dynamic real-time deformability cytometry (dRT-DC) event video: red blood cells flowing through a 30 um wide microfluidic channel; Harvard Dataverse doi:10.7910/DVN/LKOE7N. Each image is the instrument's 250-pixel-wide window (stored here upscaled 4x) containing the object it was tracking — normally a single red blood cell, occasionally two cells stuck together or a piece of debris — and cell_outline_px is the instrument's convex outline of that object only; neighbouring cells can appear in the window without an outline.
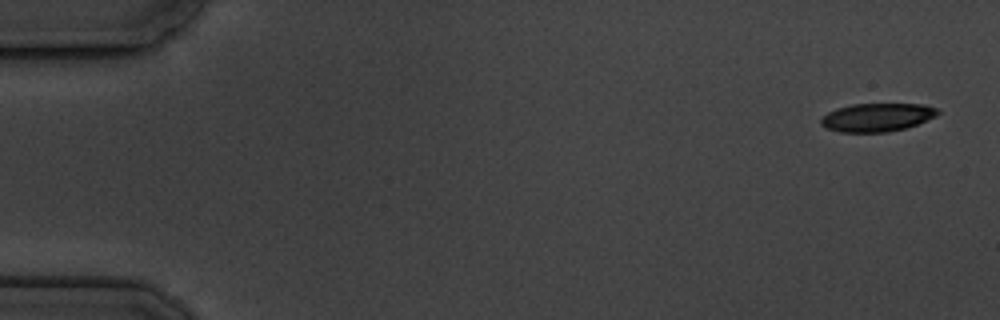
{"species": "common noctule bat (a hibernating species)", "species_latin": "Nyctalus noctula", "temperature_condition": "cold", "stored_images_in_passage": 15, "camera_frame_rate_fps": 3000, "um_per_image_px": 0.085, "animal": {"sex": "male", "body_mass_g": 19.5, "forearm_length_mm": 54.6}, "frame": {"image": 1, "passage_image": 1, "time_ms": 0.0, "image_size_px": [1000, 320], "cell_outline_px": [[940, 112], [936, 116], [916, 124], [904, 128], [888, 132], [840, 132], [824, 128], [820, 124], [820, 120], [828, 112], [836, 108], [852, 104], [924, 104], [936, 108]], "centroid_in_image_um": [74.51, 9.97], "position_along_channel_um": 10.5, "area_um2": 19.25}}
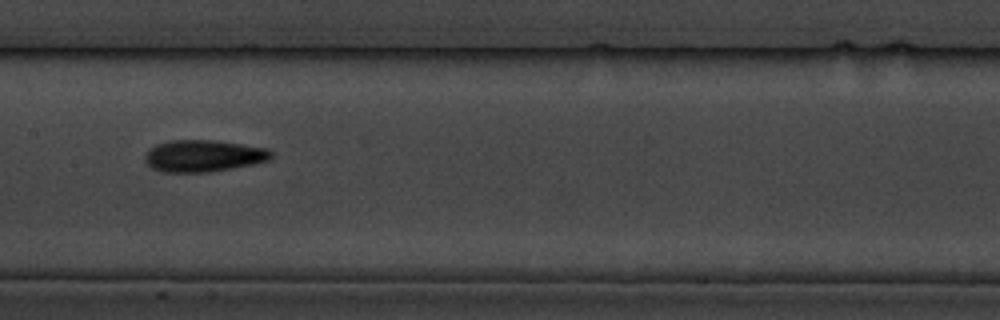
{"frame": {"image": 2, "passage_image": 8, "time_ms": 9.0, "image_size_px": [1000, 320], "cell_outline_px": [[272, 156], [268, 160], [252, 164], [232, 168], [208, 172], [164, 172], [152, 168], [144, 160], [144, 156], [148, 148], [156, 144], [172, 140], [216, 140], [268, 148], [272, 152]], "centroid_in_image_um": [17.26, 13.24], "position_along_channel_um": 190.1, "area_um2": 23.47}}
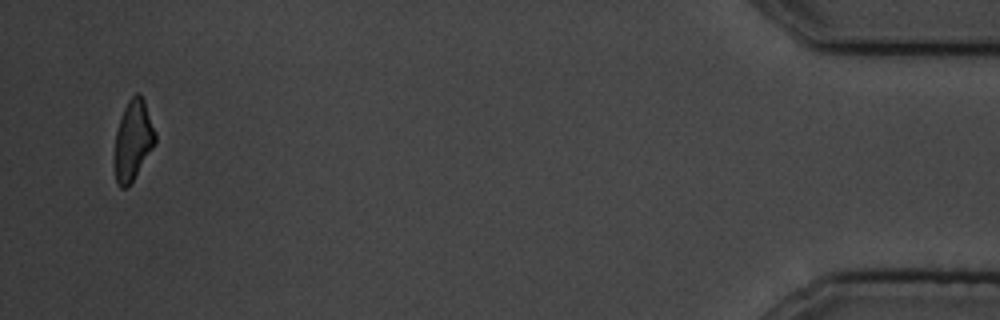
{"frame": {"image": 3, "passage_image": 15, "time_ms": 18.0, "image_size_px": [1000, 320], "cell_outline_px": [[156, 140], [152, 148], [128, 188], [120, 188], [116, 184], [112, 160], [116, 132], [124, 108], [128, 100], [136, 92], [140, 92], [144, 100], [156, 132]], "centroid_in_image_um": [11.27, 11.96], "position_along_channel_um": 423.9, "area_um2": 19.31}, "authors_computed_cell_mechanics": {"area_um2": 21.1548, "velocity_mm_per_s": 3.4893, "shape_relaxation_time_tau1_ms": 5.2874, "shape_relaxation_time_tau2_ms": 8.4071, "deformation_change_tau1": 0.1334, "deformation_change_tau2": 0.1941}}